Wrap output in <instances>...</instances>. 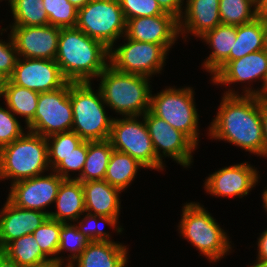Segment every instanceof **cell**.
<instances>
[{
	"mask_svg": "<svg viewBox=\"0 0 267 267\" xmlns=\"http://www.w3.org/2000/svg\"><path fill=\"white\" fill-rule=\"evenodd\" d=\"M253 7V10L251 7ZM257 0H220L219 16L221 24L242 25L259 16Z\"/></svg>",
	"mask_w": 267,
	"mask_h": 267,
	"instance_id": "cell-30",
	"label": "cell"
},
{
	"mask_svg": "<svg viewBox=\"0 0 267 267\" xmlns=\"http://www.w3.org/2000/svg\"><path fill=\"white\" fill-rule=\"evenodd\" d=\"M258 258L259 260H267V229L262 232L258 239Z\"/></svg>",
	"mask_w": 267,
	"mask_h": 267,
	"instance_id": "cell-44",
	"label": "cell"
},
{
	"mask_svg": "<svg viewBox=\"0 0 267 267\" xmlns=\"http://www.w3.org/2000/svg\"><path fill=\"white\" fill-rule=\"evenodd\" d=\"M46 139L48 164H50L49 167L52 168L51 170H53L63 160V156L75 150L84 141L76 132L73 131L54 134Z\"/></svg>",
	"mask_w": 267,
	"mask_h": 267,
	"instance_id": "cell-32",
	"label": "cell"
},
{
	"mask_svg": "<svg viewBox=\"0 0 267 267\" xmlns=\"http://www.w3.org/2000/svg\"><path fill=\"white\" fill-rule=\"evenodd\" d=\"M84 192L85 211L98 216L116 218L120 214L119 193L122 191L105 180L81 182Z\"/></svg>",
	"mask_w": 267,
	"mask_h": 267,
	"instance_id": "cell-21",
	"label": "cell"
},
{
	"mask_svg": "<svg viewBox=\"0 0 267 267\" xmlns=\"http://www.w3.org/2000/svg\"><path fill=\"white\" fill-rule=\"evenodd\" d=\"M263 203V207L265 208V211H267V189L263 192Z\"/></svg>",
	"mask_w": 267,
	"mask_h": 267,
	"instance_id": "cell-52",
	"label": "cell"
},
{
	"mask_svg": "<svg viewBox=\"0 0 267 267\" xmlns=\"http://www.w3.org/2000/svg\"><path fill=\"white\" fill-rule=\"evenodd\" d=\"M77 10L87 5L92 0H68Z\"/></svg>",
	"mask_w": 267,
	"mask_h": 267,
	"instance_id": "cell-48",
	"label": "cell"
},
{
	"mask_svg": "<svg viewBox=\"0 0 267 267\" xmlns=\"http://www.w3.org/2000/svg\"><path fill=\"white\" fill-rule=\"evenodd\" d=\"M97 218V219H96ZM99 219V220H98ZM98 221H102L104 224H107L111 227H115L117 233H120L123 231L121 227H116L117 219L109 216H98L86 213L83 220H80L79 225L77 226L78 230L85 235L87 238H89L90 241H112L110 238V235L106 232L102 231V229H99V223ZM89 223V225L94 224V226L90 225L88 226L86 223ZM86 224V225H85Z\"/></svg>",
	"mask_w": 267,
	"mask_h": 267,
	"instance_id": "cell-36",
	"label": "cell"
},
{
	"mask_svg": "<svg viewBox=\"0 0 267 267\" xmlns=\"http://www.w3.org/2000/svg\"><path fill=\"white\" fill-rule=\"evenodd\" d=\"M76 28L103 43L108 49L124 37L126 20L119 0H92L78 9Z\"/></svg>",
	"mask_w": 267,
	"mask_h": 267,
	"instance_id": "cell-7",
	"label": "cell"
},
{
	"mask_svg": "<svg viewBox=\"0 0 267 267\" xmlns=\"http://www.w3.org/2000/svg\"><path fill=\"white\" fill-rule=\"evenodd\" d=\"M57 211L50 212L49 217L61 223L76 221L85 211L84 192L81 181L65 179L55 199Z\"/></svg>",
	"mask_w": 267,
	"mask_h": 267,
	"instance_id": "cell-24",
	"label": "cell"
},
{
	"mask_svg": "<svg viewBox=\"0 0 267 267\" xmlns=\"http://www.w3.org/2000/svg\"><path fill=\"white\" fill-rule=\"evenodd\" d=\"M220 0H187L185 13L179 20V33H192L197 37L221 24L219 16ZM184 18V19H183ZM186 30V32H185Z\"/></svg>",
	"mask_w": 267,
	"mask_h": 267,
	"instance_id": "cell-20",
	"label": "cell"
},
{
	"mask_svg": "<svg viewBox=\"0 0 267 267\" xmlns=\"http://www.w3.org/2000/svg\"><path fill=\"white\" fill-rule=\"evenodd\" d=\"M264 17L259 15L249 23L237 26L236 41L229 55V61L263 50Z\"/></svg>",
	"mask_w": 267,
	"mask_h": 267,
	"instance_id": "cell-25",
	"label": "cell"
},
{
	"mask_svg": "<svg viewBox=\"0 0 267 267\" xmlns=\"http://www.w3.org/2000/svg\"><path fill=\"white\" fill-rule=\"evenodd\" d=\"M10 259L21 267H30L51 261L41 250L33 234L11 241L4 249Z\"/></svg>",
	"mask_w": 267,
	"mask_h": 267,
	"instance_id": "cell-29",
	"label": "cell"
},
{
	"mask_svg": "<svg viewBox=\"0 0 267 267\" xmlns=\"http://www.w3.org/2000/svg\"><path fill=\"white\" fill-rule=\"evenodd\" d=\"M179 34V20L172 14L165 13L127 20L124 37L140 42L160 44L169 51Z\"/></svg>",
	"mask_w": 267,
	"mask_h": 267,
	"instance_id": "cell-16",
	"label": "cell"
},
{
	"mask_svg": "<svg viewBox=\"0 0 267 267\" xmlns=\"http://www.w3.org/2000/svg\"><path fill=\"white\" fill-rule=\"evenodd\" d=\"M8 78L0 72V97H2Z\"/></svg>",
	"mask_w": 267,
	"mask_h": 267,
	"instance_id": "cell-49",
	"label": "cell"
},
{
	"mask_svg": "<svg viewBox=\"0 0 267 267\" xmlns=\"http://www.w3.org/2000/svg\"><path fill=\"white\" fill-rule=\"evenodd\" d=\"M91 82H70L73 108L72 130L84 141L107 140L114 118L107 117L100 89L94 93Z\"/></svg>",
	"mask_w": 267,
	"mask_h": 267,
	"instance_id": "cell-5",
	"label": "cell"
},
{
	"mask_svg": "<svg viewBox=\"0 0 267 267\" xmlns=\"http://www.w3.org/2000/svg\"><path fill=\"white\" fill-rule=\"evenodd\" d=\"M98 77L104 102L116 113L139 118L149 111L152 91L148 77L122 73L110 65Z\"/></svg>",
	"mask_w": 267,
	"mask_h": 267,
	"instance_id": "cell-3",
	"label": "cell"
},
{
	"mask_svg": "<svg viewBox=\"0 0 267 267\" xmlns=\"http://www.w3.org/2000/svg\"><path fill=\"white\" fill-rule=\"evenodd\" d=\"M72 125L70 82H67L58 90L39 93L36 113L26 125V129L47 138L54 134L71 131Z\"/></svg>",
	"mask_w": 267,
	"mask_h": 267,
	"instance_id": "cell-10",
	"label": "cell"
},
{
	"mask_svg": "<svg viewBox=\"0 0 267 267\" xmlns=\"http://www.w3.org/2000/svg\"><path fill=\"white\" fill-rule=\"evenodd\" d=\"M193 94V89L190 87L166 88L156 96L151 94L149 111L184 133L197 146L199 115Z\"/></svg>",
	"mask_w": 267,
	"mask_h": 267,
	"instance_id": "cell-8",
	"label": "cell"
},
{
	"mask_svg": "<svg viewBox=\"0 0 267 267\" xmlns=\"http://www.w3.org/2000/svg\"><path fill=\"white\" fill-rule=\"evenodd\" d=\"M226 93V94H225ZM209 128L211 138L221 139L259 156H264L260 100L228 90Z\"/></svg>",
	"mask_w": 267,
	"mask_h": 267,
	"instance_id": "cell-1",
	"label": "cell"
},
{
	"mask_svg": "<svg viewBox=\"0 0 267 267\" xmlns=\"http://www.w3.org/2000/svg\"><path fill=\"white\" fill-rule=\"evenodd\" d=\"M9 39L8 43L0 40V72L8 79L12 76L18 60V53L11 35Z\"/></svg>",
	"mask_w": 267,
	"mask_h": 267,
	"instance_id": "cell-40",
	"label": "cell"
},
{
	"mask_svg": "<svg viewBox=\"0 0 267 267\" xmlns=\"http://www.w3.org/2000/svg\"><path fill=\"white\" fill-rule=\"evenodd\" d=\"M109 54L110 49L103 43L76 27L61 28L55 60L68 82H91L98 78L109 65Z\"/></svg>",
	"mask_w": 267,
	"mask_h": 267,
	"instance_id": "cell-2",
	"label": "cell"
},
{
	"mask_svg": "<svg viewBox=\"0 0 267 267\" xmlns=\"http://www.w3.org/2000/svg\"><path fill=\"white\" fill-rule=\"evenodd\" d=\"M260 115L264 135V157H267V101L260 100Z\"/></svg>",
	"mask_w": 267,
	"mask_h": 267,
	"instance_id": "cell-42",
	"label": "cell"
},
{
	"mask_svg": "<svg viewBox=\"0 0 267 267\" xmlns=\"http://www.w3.org/2000/svg\"><path fill=\"white\" fill-rule=\"evenodd\" d=\"M10 28L18 57L55 60L61 28L52 25Z\"/></svg>",
	"mask_w": 267,
	"mask_h": 267,
	"instance_id": "cell-15",
	"label": "cell"
},
{
	"mask_svg": "<svg viewBox=\"0 0 267 267\" xmlns=\"http://www.w3.org/2000/svg\"><path fill=\"white\" fill-rule=\"evenodd\" d=\"M126 246L112 241H91L83 252L67 267H125Z\"/></svg>",
	"mask_w": 267,
	"mask_h": 267,
	"instance_id": "cell-22",
	"label": "cell"
},
{
	"mask_svg": "<svg viewBox=\"0 0 267 267\" xmlns=\"http://www.w3.org/2000/svg\"><path fill=\"white\" fill-rule=\"evenodd\" d=\"M184 0H157L158 5L161 9L175 16L177 19L183 15L182 13V5Z\"/></svg>",
	"mask_w": 267,
	"mask_h": 267,
	"instance_id": "cell-41",
	"label": "cell"
},
{
	"mask_svg": "<svg viewBox=\"0 0 267 267\" xmlns=\"http://www.w3.org/2000/svg\"><path fill=\"white\" fill-rule=\"evenodd\" d=\"M9 80L38 93L58 90L68 82L56 60L39 58H18Z\"/></svg>",
	"mask_w": 267,
	"mask_h": 267,
	"instance_id": "cell-13",
	"label": "cell"
},
{
	"mask_svg": "<svg viewBox=\"0 0 267 267\" xmlns=\"http://www.w3.org/2000/svg\"><path fill=\"white\" fill-rule=\"evenodd\" d=\"M91 241L85 235H83L77 228V225L71 223H61L60 235H59V248L57 254L65 250L72 253L69 255V266L73 261L83 252L87 245Z\"/></svg>",
	"mask_w": 267,
	"mask_h": 267,
	"instance_id": "cell-35",
	"label": "cell"
},
{
	"mask_svg": "<svg viewBox=\"0 0 267 267\" xmlns=\"http://www.w3.org/2000/svg\"><path fill=\"white\" fill-rule=\"evenodd\" d=\"M0 267H21L5 253L0 255Z\"/></svg>",
	"mask_w": 267,
	"mask_h": 267,
	"instance_id": "cell-45",
	"label": "cell"
},
{
	"mask_svg": "<svg viewBox=\"0 0 267 267\" xmlns=\"http://www.w3.org/2000/svg\"><path fill=\"white\" fill-rule=\"evenodd\" d=\"M250 267H267V260H257L254 265Z\"/></svg>",
	"mask_w": 267,
	"mask_h": 267,
	"instance_id": "cell-51",
	"label": "cell"
},
{
	"mask_svg": "<svg viewBox=\"0 0 267 267\" xmlns=\"http://www.w3.org/2000/svg\"><path fill=\"white\" fill-rule=\"evenodd\" d=\"M181 216L178 227L181 235L210 262H216L231 250L227 234L199 203L185 204Z\"/></svg>",
	"mask_w": 267,
	"mask_h": 267,
	"instance_id": "cell-6",
	"label": "cell"
},
{
	"mask_svg": "<svg viewBox=\"0 0 267 267\" xmlns=\"http://www.w3.org/2000/svg\"><path fill=\"white\" fill-rule=\"evenodd\" d=\"M237 35V26L220 24L206 32L202 38L212 47V53L204 62V67L214 77L228 62Z\"/></svg>",
	"mask_w": 267,
	"mask_h": 267,
	"instance_id": "cell-23",
	"label": "cell"
},
{
	"mask_svg": "<svg viewBox=\"0 0 267 267\" xmlns=\"http://www.w3.org/2000/svg\"><path fill=\"white\" fill-rule=\"evenodd\" d=\"M88 151V141H83L75 150L63 156V160L53 169L63 179H74L70 177V171H79L81 175Z\"/></svg>",
	"mask_w": 267,
	"mask_h": 267,
	"instance_id": "cell-37",
	"label": "cell"
},
{
	"mask_svg": "<svg viewBox=\"0 0 267 267\" xmlns=\"http://www.w3.org/2000/svg\"><path fill=\"white\" fill-rule=\"evenodd\" d=\"M24 134L22 126L10 110L0 106V148Z\"/></svg>",
	"mask_w": 267,
	"mask_h": 267,
	"instance_id": "cell-39",
	"label": "cell"
},
{
	"mask_svg": "<svg viewBox=\"0 0 267 267\" xmlns=\"http://www.w3.org/2000/svg\"><path fill=\"white\" fill-rule=\"evenodd\" d=\"M258 1V13L259 15L267 18V0H257Z\"/></svg>",
	"mask_w": 267,
	"mask_h": 267,
	"instance_id": "cell-46",
	"label": "cell"
},
{
	"mask_svg": "<svg viewBox=\"0 0 267 267\" xmlns=\"http://www.w3.org/2000/svg\"><path fill=\"white\" fill-rule=\"evenodd\" d=\"M263 50L267 53V18L264 17V40Z\"/></svg>",
	"mask_w": 267,
	"mask_h": 267,
	"instance_id": "cell-50",
	"label": "cell"
},
{
	"mask_svg": "<svg viewBox=\"0 0 267 267\" xmlns=\"http://www.w3.org/2000/svg\"><path fill=\"white\" fill-rule=\"evenodd\" d=\"M47 139L27 131L18 139L0 148V179L15 183L41 175L49 168Z\"/></svg>",
	"mask_w": 267,
	"mask_h": 267,
	"instance_id": "cell-4",
	"label": "cell"
},
{
	"mask_svg": "<svg viewBox=\"0 0 267 267\" xmlns=\"http://www.w3.org/2000/svg\"><path fill=\"white\" fill-rule=\"evenodd\" d=\"M142 117L147 125L156 156L161 161L162 157L168 156L183 167L190 166L193 162L191 153L197 146L184 133L176 130L150 111H147Z\"/></svg>",
	"mask_w": 267,
	"mask_h": 267,
	"instance_id": "cell-12",
	"label": "cell"
},
{
	"mask_svg": "<svg viewBox=\"0 0 267 267\" xmlns=\"http://www.w3.org/2000/svg\"><path fill=\"white\" fill-rule=\"evenodd\" d=\"M244 95H254L259 100H265L267 101V73L265 75V78L263 80V85L260 90H253L251 88H245Z\"/></svg>",
	"mask_w": 267,
	"mask_h": 267,
	"instance_id": "cell-43",
	"label": "cell"
},
{
	"mask_svg": "<svg viewBox=\"0 0 267 267\" xmlns=\"http://www.w3.org/2000/svg\"><path fill=\"white\" fill-rule=\"evenodd\" d=\"M62 265H64V264H61V263L54 261V260H51V261H47L45 263L35 265V266H30V267H63ZM64 267H66V266H64Z\"/></svg>",
	"mask_w": 267,
	"mask_h": 267,
	"instance_id": "cell-47",
	"label": "cell"
},
{
	"mask_svg": "<svg viewBox=\"0 0 267 267\" xmlns=\"http://www.w3.org/2000/svg\"><path fill=\"white\" fill-rule=\"evenodd\" d=\"M14 17L12 26L49 25L43 0H9Z\"/></svg>",
	"mask_w": 267,
	"mask_h": 267,
	"instance_id": "cell-31",
	"label": "cell"
},
{
	"mask_svg": "<svg viewBox=\"0 0 267 267\" xmlns=\"http://www.w3.org/2000/svg\"><path fill=\"white\" fill-rule=\"evenodd\" d=\"M2 96L5 98L7 108L14 115L25 117L26 124L34 118L39 98L38 92L15 85L8 79Z\"/></svg>",
	"mask_w": 267,
	"mask_h": 267,
	"instance_id": "cell-28",
	"label": "cell"
},
{
	"mask_svg": "<svg viewBox=\"0 0 267 267\" xmlns=\"http://www.w3.org/2000/svg\"><path fill=\"white\" fill-rule=\"evenodd\" d=\"M65 179L55 172L46 176L38 175L12 183L7 199L23 209L43 211L55 202L59 187Z\"/></svg>",
	"mask_w": 267,
	"mask_h": 267,
	"instance_id": "cell-14",
	"label": "cell"
},
{
	"mask_svg": "<svg viewBox=\"0 0 267 267\" xmlns=\"http://www.w3.org/2000/svg\"><path fill=\"white\" fill-rule=\"evenodd\" d=\"M49 25L59 28H75L78 10L68 0H43Z\"/></svg>",
	"mask_w": 267,
	"mask_h": 267,
	"instance_id": "cell-34",
	"label": "cell"
},
{
	"mask_svg": "<svg viewBox=\"0 0 267 267\" xmlns=\"http://www.w3.org/2000/svg\"><path fill=\"white\" fill-rule=\"evenodd\" d=\"M122 46L110 49L109 65L116 71L150 77L160 73L167 50L160 44L128 39Z\"/></svg>",
	"mask_w": 267,
	"mask_h": 267,
	"instance_id": "cell-11",
	"label": "cell"
},
{
	"mask_svg": "<svg viewBox=\"0 0 267 267\" xmlns=\"http://www.w3.org/2000/svg\"><path fill=\"white\" fill-rule=\"evenodd\" d=\"M113 151L109 139L88 141V151L81 175L74 179L81 182L104 180L108 162Z\"/></svg>",
	"mask_w": 267,
	"mask_h": 267,
	"instance_id": "cell-26",
	"label": "cell"
},
{
	"mask_svg": "<svg viewBox=\"0 0 267 267\" xmlns=\"http://www.w3.org/2000/svg\"><path fill=\"white\" fill-rule=\"evenodd\" d=\"M267 73V53L259 50L245 55L240 59L229 61L214 77L213 83L229 84L261 79Z\"/></svg>",
	"mask_w": 267,
	"mask_h": 267,
	"instance_id": "cell-19",
	"label": "cell"
},
{
	"mask_svg": "<svg viewBox=\"0 0 267 267\" xmlns=\"http://www.w3.org/2000/svg\"><path fill=\"white\" fill-rule=\"evenodd\" d=\"M49 213L23 209L7 199L0 212V248L3 250L11 241L32 234L46 221Z\"/></svg>",
	"mask_w": 267,
	"mask_h": 267,
	"instance_id": "cell-18",
	"label": "cell"
},
{
	"mask_svg": "<svg viewBox=\"0 0 267 267\" xmlns=\"http://www.w3.org/2000/svg\"><path fill=\"white\" fill-rule=\"evenodd\" d=\"M258 172L250 164L241 163L222 168L205 179V189L211 195L244 197L258 182Z\"/></svg>",
	"mask_w": 267,
	"mask_h": 267,
	"instance_id": "cell-17",
	"label": "cell"
},
{
	"mask_svg": "<svg viewBox=\"0 0 267 267\" xmlns=\"http://www.w3.org/2000/svg\"><path fill=\"white\" fill-rule=\"evenodd\" d=\"M125 20L136 17L163 15L157 0H119Z\"/></svg>",
	"mask_w": 267,
	"mask_h": 267,
	"instance_id": "cell-38",
	"label": "cell"
},
{
	"mask_svg": "<svg viewBox=\"0 0 267 267\" xmlns=\"http://www.w3.org/2000/svg\"><path fill=\"white\" fill-rule=\"evenodd\" d=\"M139 167L144 168L130 155L113 149L104 180L123 191L134 180Z\"/></svg>",
	"mask_w": 267,
	"mask_h": 267,
	"instance_id": "cell-27",
	"label": "cell"
},
{
	"mask_svg": "<svg viewBox=\"0 0 267 267\" xmlns=\"http://www.w3.org/2000/svg\"><path fill=\"white\" fill-rule=\"evenodd\" d=\"M137 116L113 119L109 140L114 150L136 159L144 168L163 170L164 164L155 153L144 118Z\"/></svg>",
	"mask_w": 267,
	"mask_h": 267,
	"instance_id": "cell-9",
	"label": "cell"
},
{
	"mask_svg": "<svg viewBox=\"0 0 267 267\" xmlns=\"http://www.w3.org/2000/svg\"><path fill=\"white\" fill-rule=\"evenodd\" d=\"M61 229V222L56 221L48 217L46 221L32 234L34 239H36L42 252L50 260L57 261L59 263H64L61 257H52L51 255H57L59 248V235ZM52 257V258H51Z\"/></svg>",
	"mask_w": 267,
	"mask_h": 267,
	"instance_id": "cell-33",
	"label": "cell"
}]
</instances>
